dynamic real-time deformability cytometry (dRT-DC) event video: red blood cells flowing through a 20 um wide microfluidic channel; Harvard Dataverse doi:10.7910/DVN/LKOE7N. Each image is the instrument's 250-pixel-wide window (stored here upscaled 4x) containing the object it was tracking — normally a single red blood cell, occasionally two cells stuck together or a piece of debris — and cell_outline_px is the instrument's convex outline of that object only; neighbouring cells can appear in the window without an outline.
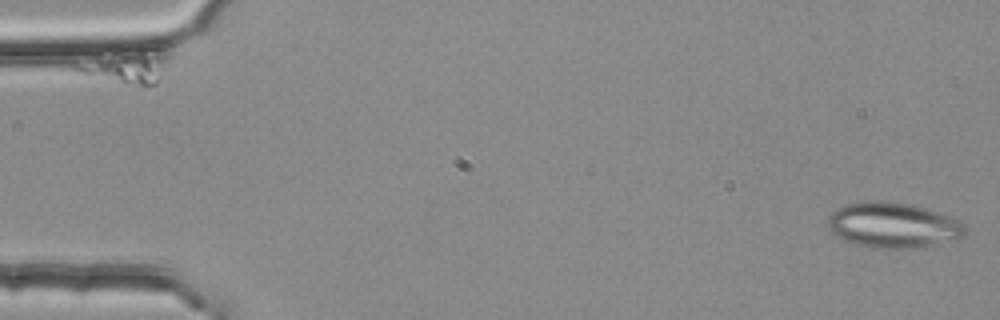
{"species": "common noctule bat (a hibernating species)", "species_latin": "Nyctalus noctula", "temperature_condition": "room temperature", "stored_images_in_passage": 3, "camera_frame_rate_fps": 3000, "um_per_image_px": 0.085, "animal": {"sex": "female", "body_mass_g": 25.1}, "frame": {"image": 1, "passage_image": 1, "time_ms": 0.0, "image_size_px": [1000, 320], "cell_outline_px": [[964, 236], [956, 240], [916, 248], [872, 248], [856, 244], [844, 240], [832, 232], [828, 228], [828, 216], [836, 208], [844, 204], [864, 200], [884, 200], [912, 204], [960, 220], [964, 224]], "centroid_in_image_um": [75.88, 19.13], "position_along_channel_um": 9.1, "area_um2": 36.59}}